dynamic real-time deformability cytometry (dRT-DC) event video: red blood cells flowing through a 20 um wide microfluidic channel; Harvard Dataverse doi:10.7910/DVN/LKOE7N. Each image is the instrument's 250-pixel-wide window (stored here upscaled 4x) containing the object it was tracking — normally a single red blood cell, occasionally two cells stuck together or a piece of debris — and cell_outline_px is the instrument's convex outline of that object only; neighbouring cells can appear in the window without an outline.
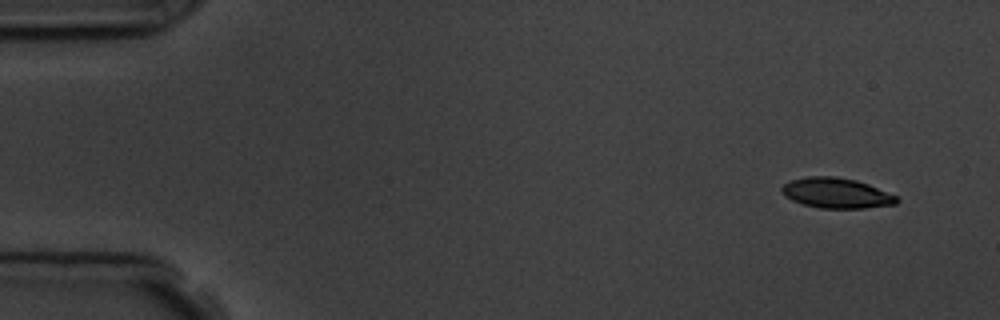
{"species": "common noctule bat (a hibernating species)", "species_latin": "Nyctalus noctula", "temperature_condition": "room temperature", "stored_images_in_passage": 9, "camera_frame_rate_fps": 3000, "um_per_image_px": 0.085, "animal": {"sex": "male", "body_mass_g": 19.5, "forearm_length_mm": 54.6}, "frame": {"image": 1, "passage_image": 1, "time_ms": 0.0, "image_size_px": [1000, 320], "cell_outline_px": [[900, 200], [896, 204], [864, 208], [820, 208], [804, 204], [792, 200], [784, 196], [780, 188], [784, 184], [792, 180], [808, 176], [836, 176], [856, 180], [868, 184], [896, 196]], "centroid_in_image_um": [71.08, 16.41], "position_along_channel_um": 13.9, "area_um2": 20.17}}
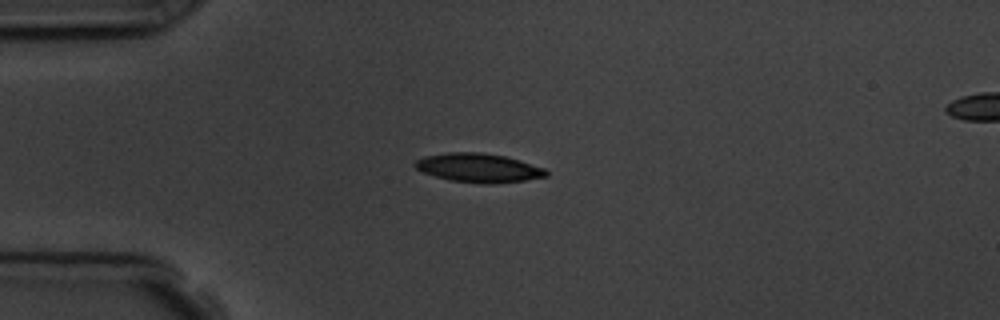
{"frame": {"image": 2, "passage_image": 4, "time_ms": 3.333, "image_size_px": [1000, 320], "cell_outline_px": [[548, 176], [524, 180], [492, 184], [480, 184], [452, 180], [436, 176], [424, 172], [416, 168], [412, 164], [416, 160], [424, 156], [448, 152], [480, 152], [504, 156], [520, 160], [544, 168], [548, 172]], "centroid_in_image_um": [40.68, 14.26], "position_along_channel_um": 44.3, "area_um2": 22.02}}